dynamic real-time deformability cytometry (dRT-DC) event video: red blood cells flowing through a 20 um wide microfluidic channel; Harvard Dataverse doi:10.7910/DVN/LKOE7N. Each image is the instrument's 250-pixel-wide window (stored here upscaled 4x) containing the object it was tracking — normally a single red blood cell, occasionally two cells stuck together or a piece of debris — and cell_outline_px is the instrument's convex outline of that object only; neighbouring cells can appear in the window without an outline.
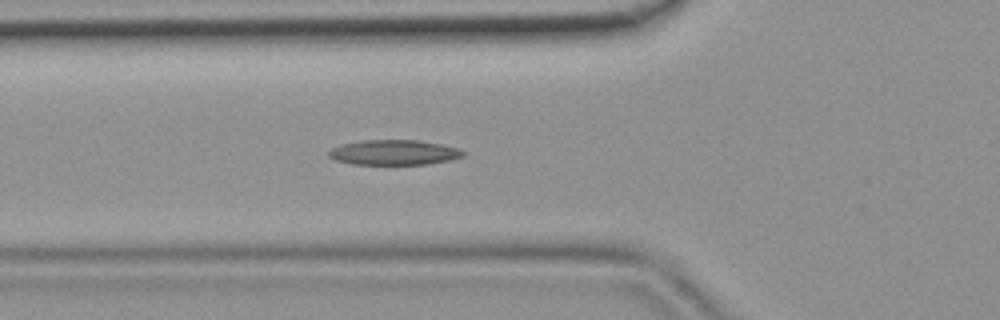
{"species": "common noctule bat (a hibernating species)", "species_latin": "Nyctalus noctula", "temperature_condition": "room temperature", "stored_images_in_passage": 46, "camera_frame_rate_fps": 3000, "um_per_image_px": 0.085, "animal": {"sex": "female", "body_mass_g": 19.9}, "frame": {"image": 1, "passage_image": 16, "time_ms": 5.0, "image_size_px": [1000, 320], "cell_outline_px": [[464, 156], [448, 160], [428, 164], [352, 164], [336, 160], [328, 156], [328, 152], [332, 148], [340, 144], [364, 140], [416, 140], [440, 144], [456, 148], [464, 152]], "centroid_in_image_um": [33.44, 12.95], "position_along_channel_um": 92.4, "area_um2": 19.42}}
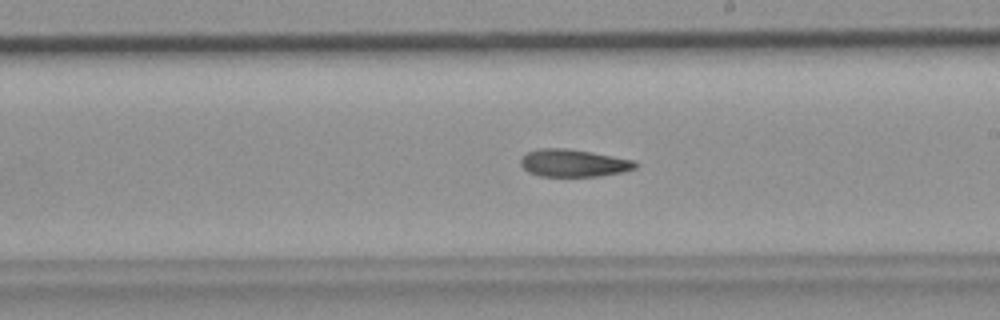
{"frame": {"image": 2, "passage_image": 26, "time_ms": 8.333, "image_size_px": [1000, 320], "cell_outline_px": [[640, 164], [636, 168], [620, 172], [596, 176], [540, 176], [528, 172], [520, 164], [520, 160], [528, 152], [540, 148], [564, 148], [592, 152], [636, 160]], "centroid_in_image_um": [48.78, 13.85], "position_along_channel_um": 240.2, "area_um2": 18.32}}
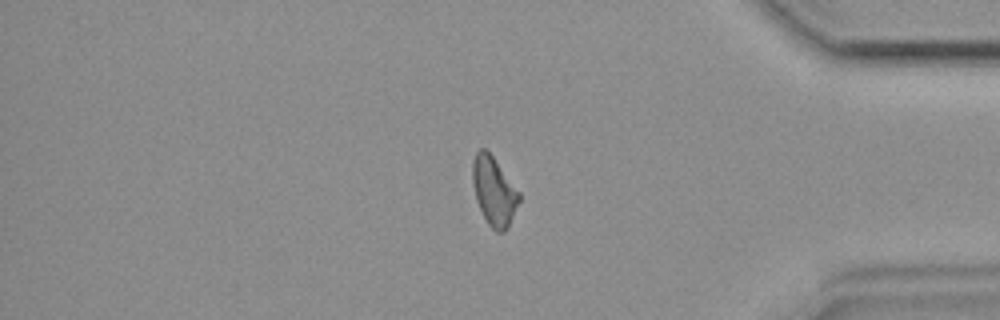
{"frame": {"image": 3, "passage_image": 38, "time_ms": 12.333, "image_size_px": [1000, 320], "cell_outline_px": [[520, 200], [508, 228], [504, 232], [496, 232], [488, 224], [476, 200], [472, 184], [472, 164], [476, 152], [480, 148], [484, 148], [492, 156], [520, 192]], "centroid_in_image_um": [41.98, 16.26], "position_along_channel_um": 393.2, "area_um2": 18.55}}